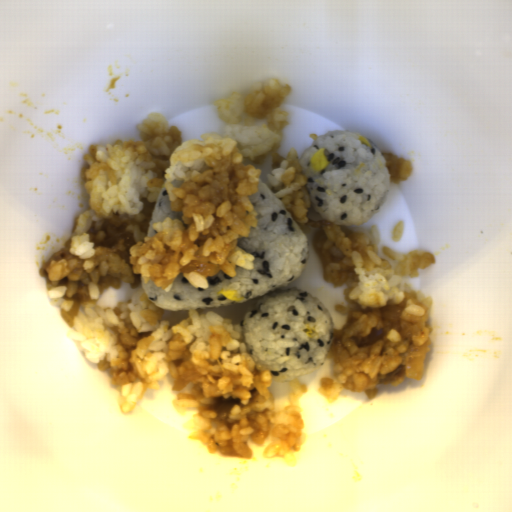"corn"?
I'll return each instance as SVG.
<instances>
[{
  "label": "corn",
  "instance_id": "1",
  "mask_svg": "<svg viewBox=\"0 0 512 512\" xmlns=\"http://www.w3.org/2000/svg\"><path fill=\"white\" fill-rule=\"evenodd\" d=\"M328 163L329 161L324 154V150L319 148L310 158L309 166L311 169L317 172L328 166Z\"/></svg>",
  "mask_w": 512,
  "mask_h": 512
},
{
  "label": "corn",
  "instance_id": "2",
  "mask_svg": "<svg viewBox=\"0 0 512 512\" xmlns=\"http://www.w3.org/2000/svg\"><path fill=\"white\" fill-rule=\"evenodd\" d=\"M218 295H224L230 300L241 302L243 299L241 297H238L236 290L232 289H223L221 291H218Z\"/></svg>",
  "mask_w": 512,
  "mask_h": 512
},
{
  "label": "corn",
  "instance_id": "3",
  "mask_svg": "<svg viewBox=\"0 0 512 512\" xmlns=\"http://www.w3.org/2000/svg\"><path fill=\"white\" fill-rule=\"evenodd\" d=\"M316 333L317 331L315 327H313L311 324H308V326L306 327V336H308L309 338H313L316 335Z\"/></svg>",
  "mask_w": 512,
  "mask_h": 512
},
{
  "label": "corn",
  "instance_id": "4",
  "mask_svg": "<svg viewBox=\"0 0 512 512\" xmlns=\"http://www.w3.org/2000/svg\"><path fill=\"white\" fill-rule=\"evenodd\" d=\"M359 141L361 144H365L368 148H372L370 142L364 137V136H358Z\"/></svg>",
  "mask_w": 512,
  "mask_h": 512
}]
</instances>
